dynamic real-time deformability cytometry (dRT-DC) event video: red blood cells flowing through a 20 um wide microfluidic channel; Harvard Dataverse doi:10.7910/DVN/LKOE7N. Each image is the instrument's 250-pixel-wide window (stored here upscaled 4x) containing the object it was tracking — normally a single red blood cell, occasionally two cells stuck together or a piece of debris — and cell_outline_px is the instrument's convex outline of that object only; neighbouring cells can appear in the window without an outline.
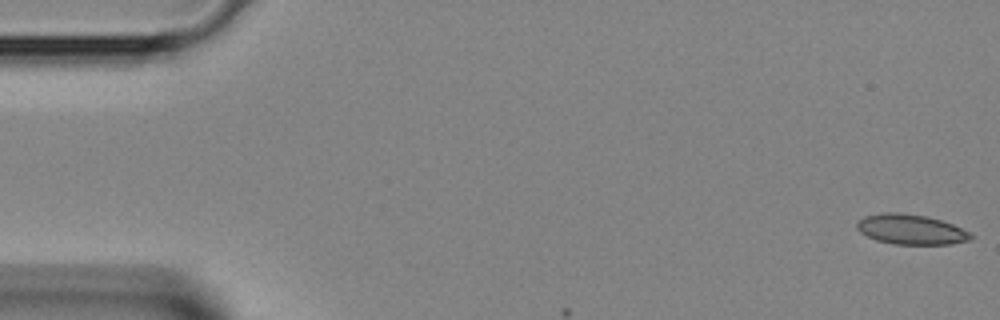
{"species": "Egyptian fruit bat (a non-hibernating species)", "species_latin": "Rousettus aegyptiacus", "temperature_condition": "room temperature", "stored_images_in_passage": 4, "segment_of_instrument_passage": [2, 2], "camera_frame_rate_fps": 3000, "um_per_image_px": 0.085, "animal": {"sex": "female"}, "frame": {"image": 1, "passage_image": 4, "time_ms": 1.0, "image_size_px": [1000, 320], "cell_outline_px": [[972, 240], [952, 244], [892, 244], [876, 240], [860, 232], [856, 228], [856, 224], [864, 216], [884, 212], [900, 212], [928, 216], [952, 224], [972, 232]], "centroid_in_image_um": [77.45, 19.5], "position_along_channel_um": 7.5, "area_um2": 20.11}}